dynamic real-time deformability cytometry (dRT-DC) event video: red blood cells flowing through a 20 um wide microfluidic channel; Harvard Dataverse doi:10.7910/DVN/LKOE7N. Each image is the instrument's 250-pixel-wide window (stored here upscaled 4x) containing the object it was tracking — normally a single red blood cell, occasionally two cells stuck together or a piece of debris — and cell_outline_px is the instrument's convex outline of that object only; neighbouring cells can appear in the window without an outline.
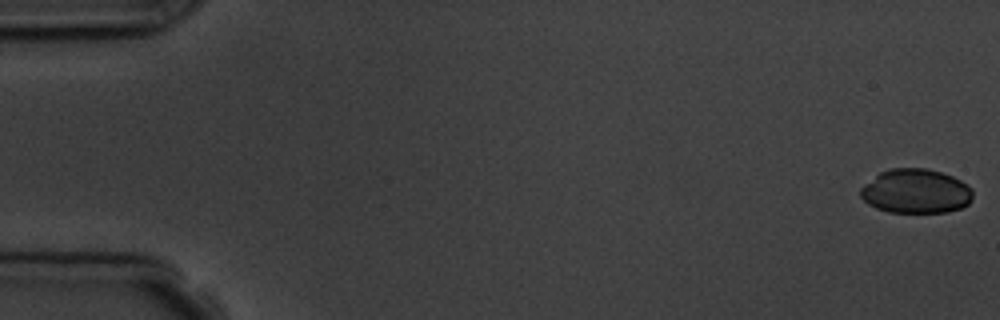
{"species": "common noctule bat (a hibernating species)", "species_latin": "Nyctalus noctula", "temperature_condition": "room temperature", "stored_images_in_passage": 8, "camera_frame_rate_fps": 3000, "um_per_image_px": 0.085, "animal": {"sex": "male", "body_mass_g": 19.5, "forearm_length_mm": 54.6}, "frame": {"image": 1, "passage_image": 1, "time_ms": 0.0, "image_size_px": [1000, 320], "cell_outline_px": [[972, 196], [968, 204], [960, 208], [948, 212], [888, 212], [876, 208], [868, 204], [860, 196], [860, 188], [880, 172], [892, 168], [928, 168], [952, 176], [968, 184], [972, 188]], "centroid_in_image_um": [77.84, 16.25], "position_along_channel_um": 7.2, "area_um2": 29.02}}